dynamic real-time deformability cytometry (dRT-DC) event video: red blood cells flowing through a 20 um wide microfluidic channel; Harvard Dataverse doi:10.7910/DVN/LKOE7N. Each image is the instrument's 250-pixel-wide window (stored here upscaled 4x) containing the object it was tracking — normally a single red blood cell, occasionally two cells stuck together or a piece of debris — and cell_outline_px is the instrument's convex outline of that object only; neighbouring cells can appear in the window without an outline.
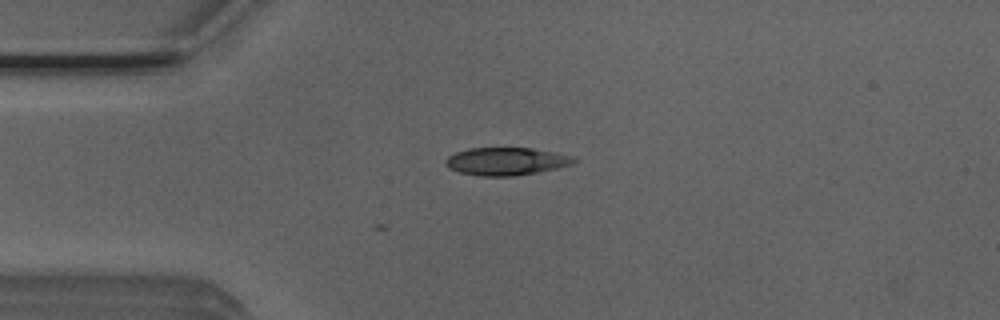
{"species": "Egyptian fruit bat (a non-hibernating species)", "species_latin": "Rousettus aegyptiacus", "temperature_condition": "room temperature", "stored_images_in_passage": 5, "camera_frame_rate_fps": 3000, "um_per_image_px": 0.085, "animal": {"sex": "male"}, "frame": {"image": 1, "passage_image": 5, "time_ms": 1.333, "image_size_px": [1000, 320], "cell_outline_px": [[580, 160], [572, 164], [556, 168], [536, 172], [512, 176], [480, 176], [460, 172], [448, 168], [444, 164], [444, 160], [448, 156], [456, 152], [468, 148], [532, 148], [576, 156]], "centroid_in_image_um": [43.04, 13.7], "position_along_channel_um": 42.0, "area_um2": 20.87}}